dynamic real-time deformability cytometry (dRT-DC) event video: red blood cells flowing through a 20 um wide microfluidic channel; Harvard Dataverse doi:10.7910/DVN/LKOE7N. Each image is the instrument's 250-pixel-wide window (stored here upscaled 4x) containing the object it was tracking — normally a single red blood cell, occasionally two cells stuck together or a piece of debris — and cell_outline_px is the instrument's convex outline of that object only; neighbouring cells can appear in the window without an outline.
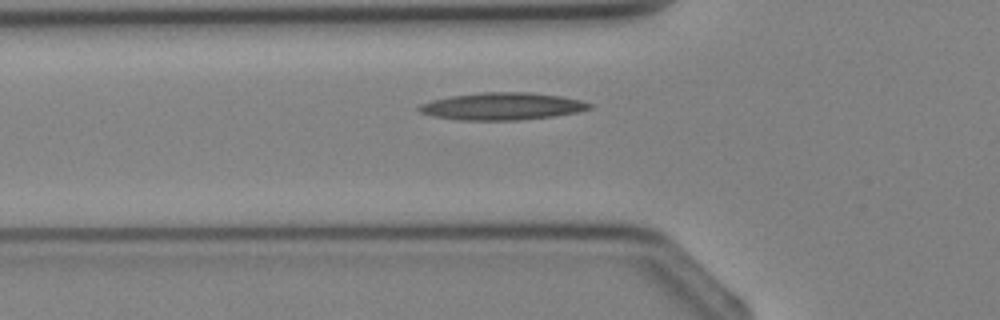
{"species": "Egyptian fruit bat (a non-hibernating species)", "species_latin": "Rousettus aegyptiacus", "temperature_condition": "cold", "stored_images_in_passage": 4, "camera_frame_rate_fps": 3000, "um_per_image_px": 0.085, "animal": {"sex": "female"}, "frame": {"image": 1, "passage_image": 4, "time_ms": 3.667, "image_size_px": [1000, 320], "cell_outline_px": [[592, 108], [576, 112], [552, 116], [520, 120], [456, 120], [432, 116], [420, 112], [416, 108], [420, 104], [432, 100], [448, 96], [480, 92], [532, 92], [560, 96], [580, 100], [592, 104]], "centroid_in_image_um": [42.63, 9.03], "position_along_channel_um": 83.2, "area_um2": 27.22}}